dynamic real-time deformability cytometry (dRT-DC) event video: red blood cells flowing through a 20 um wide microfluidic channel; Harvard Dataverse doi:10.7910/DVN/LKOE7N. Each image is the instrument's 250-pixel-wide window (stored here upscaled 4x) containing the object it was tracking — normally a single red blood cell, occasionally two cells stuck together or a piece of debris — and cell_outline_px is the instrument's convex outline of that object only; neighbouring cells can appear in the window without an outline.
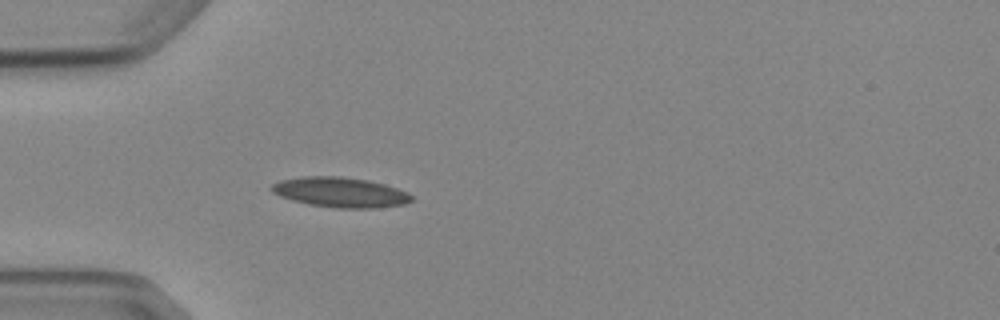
{"species": "Egyptian fruit bat (a non-hibernating species)", "species_latin": "Rousettus aegyptiacus", "temperature_condition": "cold", "stored_images_in_passage": 2, "camera_frame_rate_fps": 3000, "um_per_image_px": 0.085, "animal": {"sex": "female"}, "frame": {"image": 1, "passage_image": 2, "time_ms": 1.0, "image_size_px": [1000, 320], "cell_outline_px": [[412, 200], [404, 204], [376, 208], [336, 208], [308, 204], [292, 200], [280, 196], [272, 192], [268, 188], [272, 184], [280, 180], [304, 176], [340, 176], [368, 180], [384, 184], [408, 192], [412, 196]], "centroid_in_image_um": [28.9, 16.34], "position_along_channel_um": 56.1, "area_um2": 24.57}}